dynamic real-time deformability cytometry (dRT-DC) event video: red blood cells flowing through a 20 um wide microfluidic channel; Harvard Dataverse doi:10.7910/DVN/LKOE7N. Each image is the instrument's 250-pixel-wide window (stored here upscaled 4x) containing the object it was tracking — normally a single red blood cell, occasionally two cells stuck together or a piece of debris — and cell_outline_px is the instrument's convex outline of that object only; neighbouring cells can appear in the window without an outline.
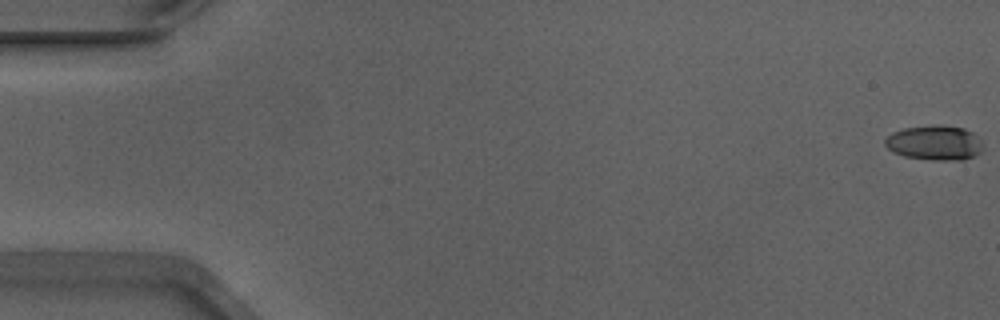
{"species": "Egyptian fruit bat (a non-hibernating species)", "species_latin": "Rousettus aegyptiacus", "temperature_condition": "warm", "stored_images_in_passage": 54, "camera_frame_rate_fps": 3000, "um_per_image_px": 0.085, "animal": {"sex": "male"}, "frame": {"image": 1, "passage_image": 1, "time_ms": 0.0, "image_size_px": [1000, 320], "cell_outline_px": [[980, 152], [976, 156], [964, 160], [932, 160], [904, 156], [892, 152], [884, 144], [884, 140], [892, 132], [904, 128], [940, 124], [964, 128], [972, 132], [980, 140]], "centroid_in_image_um": [79.42, 12.14], "position_along_channel_um": 5.6, "area_um2": 19.88}}
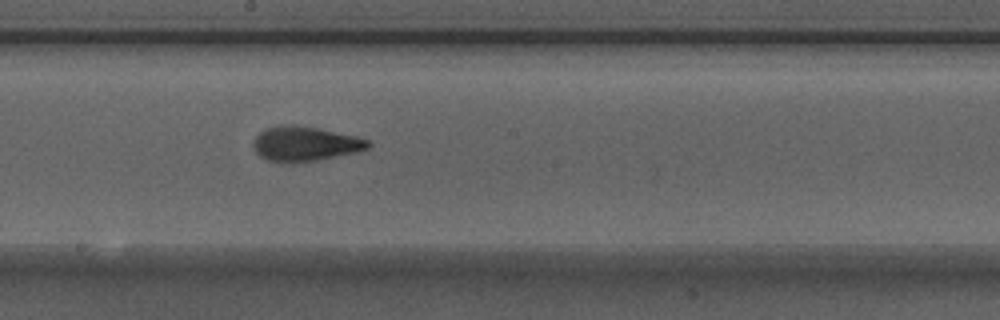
{"frame": {"image": 2, "passage_image": 30, "time_ms": 9.667, "image_size_px": [1000, 320], "cell_outline_px": [[372, 144], [368, 148], [356, 152], [316, 160], [268, 160], [260, 156], [256, 152], [256, 136], [260, 132], [268, 128], [280, 124], [316, 128], [356, 136], [368, 140]], "centroid_in_image_um": [25.99, 12.19], "position_along_channel_um": 222.2, "area_um2": 22.08}}
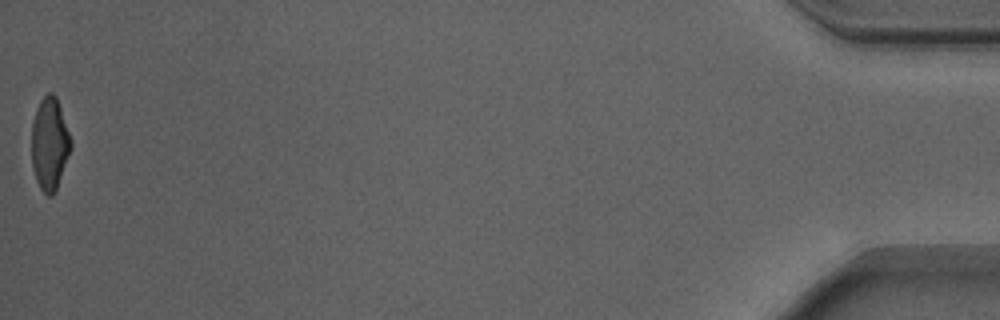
{"frame": {"image": 3, "passage_image": 54, "time_ms": 17.667, "image_size_px": [1000, 320], "cell_outline_px": [[72, 148], [56, 188], [52, 196], [48, 196], [40, 188], [36, 180], [32, 164], [32, 120], [36, 108], [40, 100], [48, 92], [52, 92], [56, 96], [72, 140]], "centroid_in_image_um": [4.22, 12.19], "position_along_channel_um": 431.0, "area_um2": 21.15}, "authors_computed_cell_mechanics": {"area_um2": 21.7039, "velocity_mm_per_s": 3.8989, "shape_relaxation_time_tau1_ms": 4.74, "shape_relaxation_time_tau2_ms": 1.4639, "deformation_change_tau1": 0.1937, "deformation_change_tau2": 0.086}}